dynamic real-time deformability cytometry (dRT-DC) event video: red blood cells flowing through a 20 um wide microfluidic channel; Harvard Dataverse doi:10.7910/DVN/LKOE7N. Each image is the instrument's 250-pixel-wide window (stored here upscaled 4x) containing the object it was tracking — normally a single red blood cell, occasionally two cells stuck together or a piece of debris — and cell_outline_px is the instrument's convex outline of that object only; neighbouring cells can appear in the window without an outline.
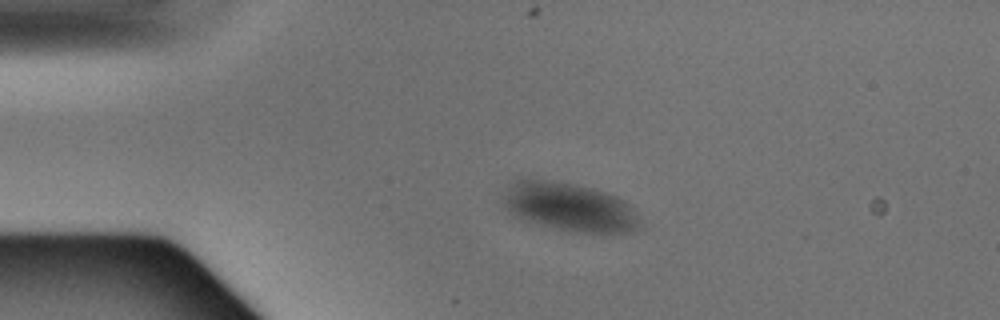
{"species": "Egyptian fruit bat (a non-hibernating species)", "species_latin": "Rousettus aegyptiacus", "temperature_condition": "warm", "stored_images_in_passage": 2, "camera_frame_rate_fps": 3000, "um_per_image_px": 0.085, "animal": {"sex": "male"}, "frame": {"image": 1, "passage_image": 2, "time_ms": 0.333, "image_size_px": [1000, 320], "cell_outline_px": [[640, 224], [632, 232], [572, 232], [520, 220], [512, 216], [504, 208], [504, 196], [508, 184], [516, 180], [548, 180], [576, 184], [592, 188], [616, 196], [624, 200], [636, 212]], "centroid_in_image_um": [48.35, 17.6], "position_along_channel_um": 36.6, "area_um2": 38.67}}